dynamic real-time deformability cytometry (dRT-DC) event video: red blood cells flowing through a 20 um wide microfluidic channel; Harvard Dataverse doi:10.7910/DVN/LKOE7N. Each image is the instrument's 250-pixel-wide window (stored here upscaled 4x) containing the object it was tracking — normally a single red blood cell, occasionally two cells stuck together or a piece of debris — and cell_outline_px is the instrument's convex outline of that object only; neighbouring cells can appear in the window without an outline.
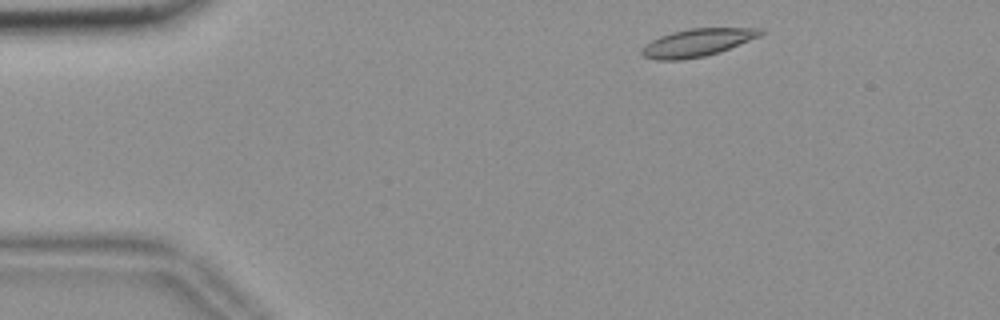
{"species": "common noctule bat (a hibernating species)", "species_latin": "Nyctalus noctula", "temperature_condition": "room temperature", "stored_images_in_passage": 50, "camera_frame_rate_fps": 3000, "um_per_image_px": 0.085, "animal": {"sex": "female", "body_mass_g": 18.4}, "frame": {"image": 1, "passage_image": 3, "time_ms": 0.667, "image_size_px": [1000, 320], "cell_outline_px": [[764, 32], [760, 36], [720, 52], [704, 56], [680, 60], [656, 60], [644, 56], [640, 52], [640, 48], [652, 40], [660, 36], [672, 32], [688, 28], [764, 28]], "centroid_in_image_um": [59.26, 3.62], "position_along_channel_um": 25.7, "area_um2": 19.19}}
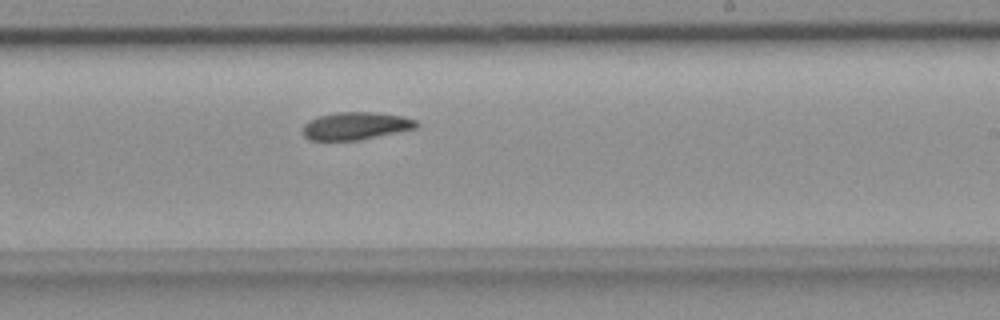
{"frame": {"image": 2, "passage_image": 28, "time_ms": 9.0, "image_size_px": [1000, 320], "cell_outline_px": [[420, 124], [416, 128], [356, 140], [308, 140], [300, 132], [304, 124], [308, 120], [316, 116], [336, 112], [376, 112], [404, 116], [416, 120]], "centroid_in_image_um": [30.18, 10.69], "position_along_channel_um": 258.8, "area_um2": 18.44}}
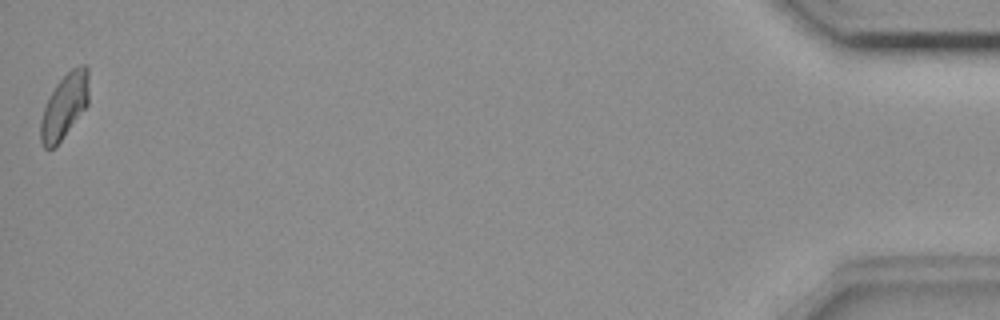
{"frame": {"image": 3, "passage_image": 50, "time_ms": 16.333, "image_size_px": [1000, 320], "cell_outline_px": [[88, 104], [56, 148], [44, 148], [40, 140], [40, 120], [44, 108], [56, 84], [72, 68], [80, 64], [88, 64]], "centroid_in_image_um": [5.48, 9.03], "position_along_channel_um": 429.7, "area_um2": 18.21}, "authors_computed_cell_mechanics": {"area_um2": 18.7272, "velocity_mm_per_s": 3.6284, "shape_relaxation_time_tau1_ms": 7.9441, "shape_relaxation_time_tau2_ms": 10.2709, "deformation_change_tau1": 0.1489, "deformation_change_tau2": 0.1603}}